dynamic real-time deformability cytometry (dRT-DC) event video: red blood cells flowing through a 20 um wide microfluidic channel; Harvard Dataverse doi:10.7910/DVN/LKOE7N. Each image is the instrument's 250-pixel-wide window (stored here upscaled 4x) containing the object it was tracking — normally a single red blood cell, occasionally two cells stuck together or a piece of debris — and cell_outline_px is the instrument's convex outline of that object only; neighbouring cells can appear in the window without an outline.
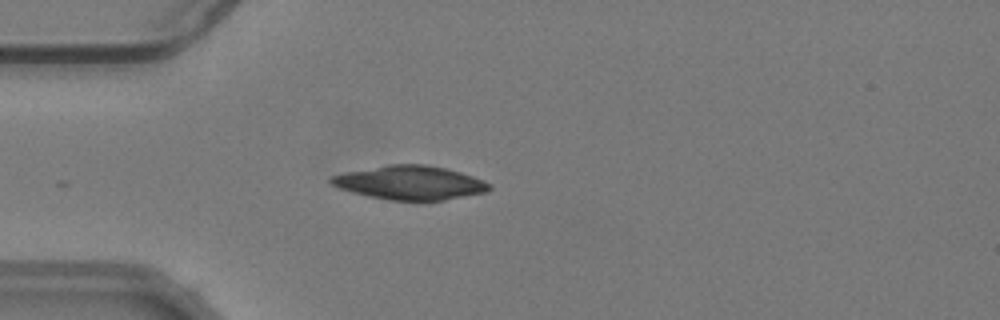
{"species": "common noctule bat (a hibernating species)", "species_latin": "Nyctalus noctula", "temperature_condition": "warm", "stored_images_in_passage": 41, "camera_frame_rate_fps": 3000, "um_per_image_px": 0.085, "animal": {"sex": "male", "body_mass_g": 19.2, "forearm_length_mm": 51.8}, "frame": {"image": 1, "passage_image": 15, "time_ms": 4.667, "image_size_px": [1000, 320], "cell_outline_px": [[492, 188], [488, 192], [444, 200], [392, 200], [352, 192], [340, 188], [332, 184], [328, 180], [328, 176], [344, 172], [388, 164], [428, 164], [460, 172], [484, 180], [492, 184]], "centroid_in_image_um": [34.87, 15.52], "position_along_channel_um": 50.1, "area_um2": 31.27}}